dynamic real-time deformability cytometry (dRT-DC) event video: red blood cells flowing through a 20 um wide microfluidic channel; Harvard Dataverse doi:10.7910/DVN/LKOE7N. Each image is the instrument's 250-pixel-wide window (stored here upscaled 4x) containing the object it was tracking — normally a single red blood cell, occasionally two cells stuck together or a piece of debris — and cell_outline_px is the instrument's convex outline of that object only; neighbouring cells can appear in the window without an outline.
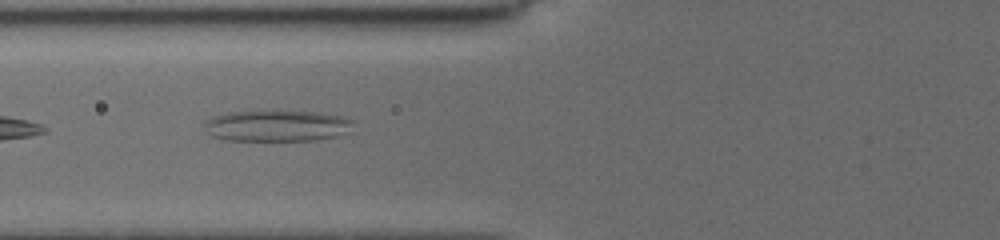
{"species": "common noctule bat (a hibernating species)", "species_latin": "Nyctalus noctula", "temperature_condition": "cold", "stored_images_in_passage": 8, "camera_frame_rate_fps": 3000, "um_per_image_px": 0.085, "animal": {"sex": "female", "body_mass_g": 19.5, "forearm_length_mm": 54.1}, "frame": {"image": 1, "passage_image": 6, "time_ms": 3.667, "image_size_px": [1000, 240], "cell_outline_px": [[352, 120], [336, 136], [316, 140], [228, 140], [212, 136], [208, 132], [204, 124], [204, 120], [212, 116], [232, 112], [272, 108], [320, 112], [348, 116]], "centroid_in_image_um": [23.45, 10.63], "position_along_channel_um": 102.3, "area_um2": 27.57}}